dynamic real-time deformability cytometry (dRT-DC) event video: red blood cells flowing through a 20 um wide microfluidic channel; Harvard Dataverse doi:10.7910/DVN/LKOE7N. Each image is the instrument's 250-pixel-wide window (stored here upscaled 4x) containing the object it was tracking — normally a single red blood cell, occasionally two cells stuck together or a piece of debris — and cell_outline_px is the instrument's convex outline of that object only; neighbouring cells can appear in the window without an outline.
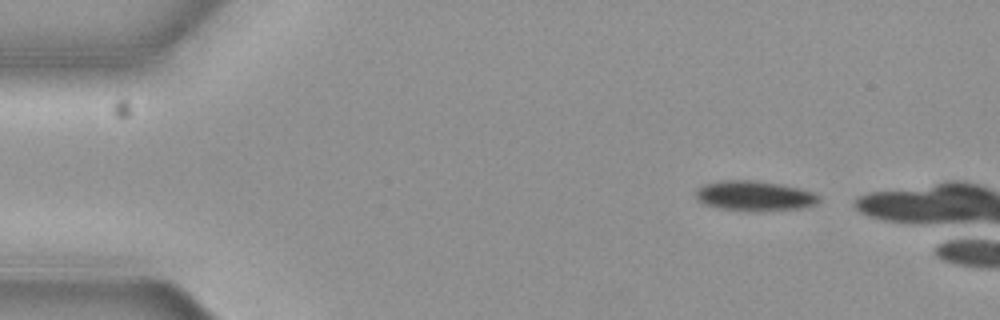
{"species": "common noctule bat (a hibernating species)", "species_latin": "Nyctalus noctula", "temperature_condition": "cold", "stored_images_in_passage": 3, "camera_frame_rate_fps": 3000, "um_per_image_px": 0.085, "animal": {"sex": "female", "body_mass_g": 19.3, "forearm_length_mm": 54.1}, "frame": {"image": 1, "passage_image": 1, "time_ms": 0.0, "image_size_px": [1000, 320], "cell_outline_px": [[820, 200], [816, 204], [808, 208], [756, 212], [748, 212], [716, 208], [704, 204], [696, 200], [696, 192], [704, 184], [720, 180], [756, 180], [780, 184], [800, 188], [816, 192], [820, 196]], "centroid_in_image_um": [64.18, 16.67], "position_along_channel_um": 20.8, "area_um2": 22.25}}